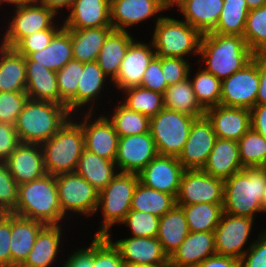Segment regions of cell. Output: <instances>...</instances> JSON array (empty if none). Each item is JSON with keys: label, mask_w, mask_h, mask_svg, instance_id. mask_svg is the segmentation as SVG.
<instances>
[{"label": "cell", "mask_w": 266, "mask_h": 267, "mask_svg": "<svg viewBox=\"0 0 266 267\" xmlns=\"http://www.w3.org/2000/svg\"><path fill=\"white\" fill-rule=\"evenodd\" d=\"M224 6L215 28L217 34L243 36L249 9L246 0H223Z\"/></svg>", "instance_id": "41"}, {"label": "cell", "mask_w": 266, "mask_h": 267, "mask_svg": "<svg viewBox=\"0 0 266 267\" xmlns=\"http://www.w3.org/2000/svg\"><path fill=\"white\" fill-rule=\"evenodd\" d=\"M196 117L163 108L150 118L149 131L154 139L158 155L177 157L189 137Z\"/></svg>", "instance_id": "8"}, {"label": "cell", "mask_w": 266, "mask_h": 267, "mask_svg": "<svg viewBox=\"0 0 266 267\" xmlns=\"http://www.w3.org/2000/svg\"><path fill=\"white\" fill-rule=\"evenodd\" d=\"M159 221L156 215L130 210L120 224L129 227L133 237H157Z\"/></svg>", "instance_id": "48"}, {"label": "cell", "mask_w": 266, "mask_h": 267, "mask_svg": "<svg viewBox=\"0 0 266 267\" xmlns=\"http://www.w3.org/2000/svg\"><path fill=\"white\" fill-rule=\"evenodd\" d=\"M160 8L164 11L168 10L170 7L176 6L178 10L188 1V0H157Z\"/></svg>", "instance_id": "62"}, {"label": "cell", "mask_w": 266, "mask_h": 267, "mask_svg": "<svg viewBox=\"0 0 266 267\" xmlns=\"http://www.w3.org/2000/svg\"><path fill=\"white\" fill-rule=\"evenodd\" d=\"M189 79L192 82L196 100L204 110L220 105L221 81L217 77L202 69Z\"/></svg>", "instance_id": "46"}, {"label": "cell", "mask_w": 266, "mask_h": 267, "mask_svg": "<svg viewBox=\"0 0 266 267\" xmlns=\"http://www.w3.org/2000/svg\"><path fill=\"white\" fill-rule=\"evenodd\" d=\"M251 112V128L266 139V104H256Z\"/></svg>", "instance_id": "58"}, {"label": "cell", "mask_w": 266, "mask_h": 267, "mask_svg": "<svg viewBox=\"0 0 266 267\" xmlns=\"http://www.w3.org/2000/svg\"><path fill=\"white\" fill-rule=\"evenodd\" d=\"M28 99L26 91L0 92V122L15 125Z\"/></svg>", "instance_id": "49"}, {"label": "cell", "mask_w": 266, "mask_h": 267, "mask_svg": "<svg viewBox=\"0 0 266 267\" xmlns=\"http://www.w3.org/2000/svg\"><path fill=\"white\" fill-rule=\"evenodd\" d=\"M239 157L244 168H266V139L250 128L238 141Z\"/></svg>", "instance_id": "44"}, {"label": "cell", "mask_w": 266, "mask_h": 267, "mask_svg": "<svg viewBox=\"0 0 266 267\" xmlns=\"http://www.w3.org/2000/svg\"><path fill=\"white\" fill-rule=\"evenodd\" d=\"M158 155L150 131L119 137L116 167L119 172L138 174Z\"/></svg>", "instance_id": "15"}, {"label": "cell", "mask_w": 266, "mask_h": 267, "mask_svg": "<svg viewBox=\"0 0 266 267\" xmlns=\"http://www.w3.org/2000/svg\"><path fill=\"white\" fill-rule=\"evenodd\" d=\"M36 0H0V6L3 5V3L12 4L15 8H19L21 6H25L27 4L35 3Z\"/></svg>", "instance_id": "63"}, {"label": "cell", "mask_w": 266, "mask_h": 267, "mask_svg": "<svg viewBox=\"0 0 266 267\" xmlns=\"http://www.w3.org/2000/svg\"><path fill=\"white\" fill-rule=\"evenodd\" d=\"M26 64V93L29 99L52 101L60 104V94L56 72L45 66L35 65L25 57Z\"/></svg>", "instance_id": "27"}, {"label": "cell", "mask_w": 266, "mask_h": 267, "mask_svg": "<svg viewBox=\"0 0 266 267\" xmlns=\"http://www.w3.org/2000/svg\"><path fill=\"white\" fill-rule=\"evenodd\" d=\"M243 37L254 55L266 54V4L248 12Z\"/></svg>", "instance_id": "45"}, {"label": "cell", "mask_w": 266, "mask_h": 267, "mask_svg": "<svg viewBox=\"0 0 266 267\" xmlns=\"http://www.w3.org/2000/svg\"><path fill=\"white\" fill-rule=\"evenodd\" d=\"M152 44L157 57L184 58L199 55L203 34L184 20L157 16Z\"/></svg>", "instance_id": "6"}, {"label": "cell", "mask_w": 266, "mask_h": 267, "mask_svg": "<svg viewBox=\"0 0 266 267\" xmlns=\"http://www.w3.org/2000/svg\"><path fill=\"white\" fill-rule=\"evenodd\" d=\"M74 0H36V3L44 5L47 9L54 11L58 14L59 9L67 8L71 9Z\"/></svg>", "instance_id": "61"}, {"label": "cell", "mask_w": 266, "mask_h": 267, "mask_svg": "<svg viewBox=\"0 0 266 267\" xmlns=\"http://www.w3.org/2000/svg\"><path fill=\"white\" fill-rule=\"evenodd\" d=\"M125 100L122 104L134 112H139L149 118L155 116L164 108L162 93L148 90L140 86L129 87L122 90Z\"/></svg>", "instance_id": "42"}, {"label": "cell", "mask_w": 266, "mask_h": 267, "mask_svg": "<svg viewBox=\"0 0 266 267\" xmlns=\"http://www.w3.org/2000/svg\"><path fill=\"white\" fill-rule=\"evenodd\" d=\"M76 120L71 116L56 134L41 144L47 174L75 172L85 149L82 126Z\"/></svg>", "instance_id": "5"}, {"label": "cell", "mask_w": 266, "mask_h": 267, "mask_svg": "<svg viewBox=\"0 0 266 267\" xmlns=\"http://www.w3.org/2000/svg\"><path fill=\"white\" fill-rule=\"evenodd\" d=\"M197 267H240V260L230 256L214 254Z\"/></svg>", "instance_id": "59"}, {"label": "cell", "mask_w": 266, "mask_h": 267, "mask_svg": "<svg viewBox=\"0 0 266 267\" xmlns=\"http://www.w3.org/2000/svg\"><path fill=\"white\" fill-rule=\"evenodd\" d=\"M45 226L38 220L11 213V267H20L28 257L40 230Z\"/></svg>", "instance_id": "25"}, {"label": "cell", "mask_w": 266, "mask_h": 267, "mask_svg": "<svg viewBox=\"0 0 266 267\" xmlns=\"http://www.w3.org/2000/svg\"><path fill=\"white\" fill-rule=\"evenodd\" d=\"M71 116L65 105L28 99L14 126L21 143L41 145L56 134Z\"/></svg>", "instance_id": "3"}, {"label": "cell", "mask_w": 266, "mask_h": 267, "mask_svg": "<svg viewBox=\"0 0 266 267\" xmlns=\"http://www.w3.org/2000/svg\"><path fill=\"white\" fill-rule=\"evenodd\" d=\"M198 56L206 65L203 69L223 81L242 69L255 55L243 36L208 32L202 36Z\"/></svg>", "instance_id": "1"}, {"label": "cell", "mask_w": 266, "mask_h": 267, "mask_svg": "<svg viewBox=\"0 0 266 267\" xmlns=\"http://www.w3.org/2000/svg\"><path fill=\"white\" fill-rule=\"evenodd\" d=\"M155 55L151 41L148 44L134 40L129 45L120 64L119 73L112 83L120 90L140 86L143 74Z\"/></svg>", "instance_id": "19"}, {"label": "cell", "mask_w": 266, "mask_h": 267, "mask_svg": "<svg viewBox=\"0 0 266 267\" xmlns=\"http://www.w3.org/2000/svg\"><path fill=\"white\" fill-rule=\"evenodd\" d=\"M262 208H263V213H266V187L264 190V195H263V200H262Z\"/></svg>", "instance_id": "66"}, {"label": "cell", "mask_w": 266, "mask_h": 267, "mask_svg": "<svg viewBox=\"0 0 266 267\" xmlns=\"http://www.w3.org/2000/svg\"><path fill=\"white\" fill-rule=\"evenodd\" d=\"M138 182V174L118 172L112 181L99 192L96 212L101 210L104 220L95 236H106L115 223L122 222L131 210L132 197Z\"/></svg>", "instance_id": "7"}, {"label": "cell", "mask_w": 266, "mask_h": 267, "mask_svg": "<svg viewBox=\"0 0 266 267\" xmlns=\"http://www.w3.org/2000/svg\"><path fill=\"white\" fill-rule=\"evenodd\" d=\"M243 169L239 157L238 141L220 138L216 139L206 164L202 168L207 174L224 181Z\"/></svg>", "instance_id": "24"}, {"label": "cell", "mask_w": 266, "mask_h": 267, "mask_svg": "<svg viewBox=\"0 0 266 267\" xmlns=\"http://www.w3.org/2000/svg\"><path fill=\"white\" fill-rule=\"evenodd\" d=\"M160 267H183L178 264L173 263L170 259H168L165 263L160 265Z\"/></svg>", "instance_id": "65"}, {"label": "cell", "mask_w": 266, "mask_h": 267, "mask_svg": "<svg viewBox=\"0 0 266 267\" xmlns=\"http://www.w3.org/2000/svg\"><path fill=\"white\" fill-rule=\"evenodd\" d=\"M106 117L112 123L119 137L149 132L150 118L128 109L121 102L115 106L111 118L108 115Z\"/></svg>", "instance_id": "43"}, {"label": "cell", "mask_w": 266, "mask_h": 267, "mask_svg": "<svg viewBox=\"0 0 266 267\" xmlns=\"http://www.w3.org/2000/svg\"><path fill=\"white\" fill-rule=\"evenodd\" d=\"M134 37L128 31L112 30L100 49L96 62L111 82L119 73L120 64Z\"/></svg>", "instance_id": "29"}, {"label": "cell", "mask_w": 266, "mask_h": 267, "mask_svg": "<svg viewBox=\"0 0 266 267\" xmlns=\"http://www.w3.org/2000/svg\"><path fill=\"white\" fill-rule=\"evenodd\" d=\"M26 91L25 57L0 44V92Z\"/></svg>", "instance_id": "30"}, {"label": "cell", "mask_w": 266, "mask_h": 267, "mask_svg": "<svg viewBox=\"0 0 266 267\" xmlns=\"http://www.w3.org/2000/svg\"><path fill=\"white\" fill-rule=\"evenodd\" d=\"M163 97L164 108L176 110L196 118L205 116V110L196 100L189 77L181 82L168 86Z\"/></svg>", "instance_id": "36"}, {"label": "cell", "mask_w": 266, "mask_h": 267, "mask_svg": "<svg viewBox=\"0 0 266 267\" xmlns=\"http://www.w3.org/2000/svg\"><path fill=\"white\" fill-rule=\"evenodd\" d=\"M18 200V184L5 162H0V213H12Z\"/></svg>", "instance_id": "50"}, {"label": "cell", "mask_w": 266, "mask_h": 267, "mask_svg": "<svg viewBox=\"0 0 266 267\" xmlns=\"http://www.w3.org/2000/svg\"><path fill=\"white\" fill-rule=\"evenodd\" d=\"M14 11L15 15L1 41L4 46L14 48L23 38L35 32L63 28V25L57 27L56 23L53 24L57 15L54 11L36 2L15 8Z\"/></svg>", "instance_id": "11"}, {"label": "cell", "mask_w": 266, "mask_h": 267, "mask_svg": "<svg viewBox=\"0 0 266 267\" xmlns=\"http://www.w3.org/2000/svg\"><path fill=\"white\" fill-rule=\"evenodd\" d=\"M106 237L117 248L126 265L160 266L169 259L157 237H133L131 235V237L114 242L111 232Z\"/></svg>", "instance_id": "18"}, {"label": "cell", "mask_w": 266, "mask_h": 267, "mask_svg": "<svg viewBox=\"0 0 266 267\" xmlns=\"http://www.w3.org/2000/svg\"><path fill=\"white\" fill-rule=\"evenodd\" d=\"M88 108V113L83 116L82 122L78 123L82 126L84 134L85 149L98 156L115 162L118 150L119 136L115 131L112 123L104 115L93 120L94 105Z\"/></svg>", "instance_id": "14"}, {"label": "cell", "mask_w": 266, "mask_h": 267, "mask_svg": "<svg viewBox=\"0 0 266 267\" xmlns=\"http://www.w3.org/2000/svg\"><path fill=\"white\" fill-rule=\"evenodd\" d=\"M12 213L45 225H60L66 216L61 210L56 176L46 174L18 185V200Z\"/></svg>", "instance_id": "2"}, {"label": "cell", "mask_w": 266, "mask_h": 267, "mask_svg": "<svg viewBox=\"0 0 266 267\" xmlns=\"http://www.w3.org/2000/svg\"><path fill=\"white\" fill-rule=\"evenodd\" d=\"M63 267H92V242L88 248H78L71 256H68Z\"/></svg>", "instance_id": "57"}, {"label": "cell", "mask_w": 266, "mask_h": 267, "mask_svg": "<svg viewBox=\"0 0 266 267\" xmlns=\"http://www.w3.org/2000/svg\"><path fill=\"white\" fill-rule=\"evenodd\" d=\"M223 202L224 180L215 178L202 169L184 171L176 196V205L223 204Z\"/></svg>", "instance_id": "12"}, {"label": "cell", "mask_w": 266, "mask_h": 267, "mask_svg": "<svg viewBox=\"0 0 266 267\" xmlns=\"http://www.w3.org/2000/svg\"><path fill=\"white\" fill-rule=\"evenodd\" d=\"M253 223L252 218L223 212L214 231L216 254L240 260L249 249H244V246L249 239Z\"/></svg>", "instance_id": "13"}, {"label": "cell", "mask_w": 266, "mask_h": 267, "mask_svg": "<svg viewBox=\"0 0 266 267\" xmlns=\"http://www.w3.org/2000/svg\"><path fill=\"white\" fill-rule=\"evenodd\" d=\"M247 7L250 10L258 9L266 4V0H246Z\"/></svg>", "instance_id": "64"}, {"label": "cell", "mask_w": 266, "mask_h": 267, "mask_svg": "<svg viewBox=\"0 0 266 267\" xmlns=\"http://www.w3.org/2000/svg\"><path fill=\"white\" fill-rule=\"evenodd\" d=\"M217 138L239 141L251 128V112L245 108L217 105L205 110Z\"/></svg>", "instance_id": "21"}, {"label": "cell", "mask_w": 266, "mask_h": 267, "mask_svg": "<svg viewBox=\"0 0 266 267\" xmlns=\"http://www.w3.org/2000/svg\"><path fill=\"white\" fill-rule=\"evenodd\" d=\"M5 163L18 185L47 174L40 144L20 143Z\"/></svg>", "instance_id": "20"}, {"label": "cell", "mask_w": 266, "mask_h": 267, "mask_svg": "<svg viewBox=\"0 0 266 267\" xmlns=\"http://www.w3.org/2000/svg\"><path fill=\"white\" fill-rule=\"evenodd\" d=\"M214 254H216L214 232H189L169 259L183 267H197Z\"/></svg>", "instance_id": "26"}, {"label": "cell", "mask_w": 266, "mask_h": 267, "mask_svg": "<svg viewBox=\"0 0 266 267\" xmlns=\"http://www.w3.org/2000/svg\"><path fill=\"white\" fill-rule=\"evenodd\" d=\"M188 234L186 217L180 206L175 205L160 217L157 239L168 257L183 243Z\"/></svg>", "instance_id": "33"}, {"label": "cell", "mask_w": 266, "mask_h": 267, "mask_svg": "<svg viewBox=\"0 0 266 267\" xmlns=\"http://www.w3.org/2000/svg\"><path fill=\"white\" fill-rule=\"evenodd\" d=\"M117 170L114 161L104 159L84 149L75 172L100 192L112 181L118 173Z\"/></svg>", "instance_id": "35"}, {"label": "cell", "mask_w": 266, "mask_h": 267, "mask_svg": "<svg viewBox=\"0 0 266 267\" xmlns=\"http://www.w3.org/2000/svg\"><path fill=\"white\" fill-rule=\"evenodd\" d=\"M82 71L83 62L71 60L56 72L60 104L65 105L73 117L78 112L77 87Z\"/></svg>", "instance_id": "40"}, {"label": "cell", "mask_w": 266, "mask_h": 267, "mask_svg": "<svg viewBox=\"0 0 266 267\" xmlns=\"http://www.w3.org/2000/svg\"><path fill=\"white\" fill-rule=\"evenodd\" d=\"M68 30L71 32L73 60L87 63L97 60L100 49L113 27Z\"/></svg>", "instance_id": "32"}, {"label": "cell", "mask_w": 266, "mask_h": 267, "mask_svg": "<svg viewBox=\"0 0 266 267\" xmlns=\"http://www.w3.org/2000/svg\"><path fill=\"white\" fill-rule=\"evenodd\" d=\"M185 170L177 157L157 155L138 176L145 186L176 198Z\"/></svg>", "instance_id": "17"}, {"label": "cell", "mask_w": 266, "mask_h": 267, "mask_svg": "<svg viewBox=\"0 0 266 267\" xmlns=\"http://www.w3.org/2000/svg\"><path fill=\"white\" fill-rule=\"evenodd\" d=\"M63 27L66 29L112 27L110 0H74Z\"/></svg>", "instance_id": "23"}, {"label": "cell", "mask_w": 266, "mask_h": 267, "mask_svg": "<svg viewBox=\"0 0 266 267\" xmlns=\"http://www.w3.org/2000/svg\"><path fill=\"white\" fill-rule=\"evenodd\" d=\"M61 225H45L38 233L32 250L20 267H49L56 260L62 236Z\"/></svg>", "instance_id": "28"}, {"label": "cell", "mask_w": 266, "mask_h": 267, "mask_svg": "<svg viewBox=\"0 0 266 267\" xmlns=\"http://www.w3.org/2000/svg\"><path fill=\"white\" fill-rule=\"evenodd\" d=\"M256 104H266V54L259 55V89Z\"/></svg>", "instance_id": "60"}, {"label": "cell", "mask_w": 266, "mask_h": 267, "mask_svg": "<svg viewBox=\"0 0 266 267\" xmlns=\"http://www.w3.org/2000/svg\"><path fill=\"white\" fill-rule=\"evenodd\" d=\"M176 205V198L138 182L132 197L131 210L163 216Z\"/></svg>", "instance_id": "37"}, {"label": "cell", "mask_w": 266, "mask_h": 267, "mask_svg": "<svg viewBox=\"0 0 266 267\" xmlns=\"http://www.w3.org/2000/svg\"><path fill=\"white\" fill-rule=\"evenodd\" d=\"M163 10L157 0H110V23L114 30L127 28L155 17Z\"/></svg>", "instance_id": "22"}, {"label": "cell", "mask_w": 266, "mask_h": 267, "mask_svg": "<svg viewBox=\"0 0 266 267\" xmlns=\"http://www.w3.org/2000/svg\"><path fill=\"white\" fill-rule=\"evenodd\" d=\"M119 251L106 236L92 240V267H125Z\"/></svg>", "instance_id": "47"}, {"label": "cell", "mask_w": 266, "mask_h": 267, "mask_svg": "<svg viewBox=\"0 0 266 267\" xmlns=\"http://www.w3.org/2000/svg\"><path fill=\"white\" fill-rule=\"evenodd\" d=\"M61 29H44L23 38L14 48L24 57L47 47Z\"/></svg>", "instance_id": "52"}, {"label": "cell", "mask_w": 266, "mask_h": 267, "mask_svg": "<svg viewBox=\"0 0 266 267\" xmlns=\"http://www.w3.org/2000/svg\"><path fill=\"white\" fill-rule=\"evenodd\" d=\"M11 213H0V267H11Z\"/></svg>", "instance_id": "55"}, {"label": "cell", "mask_w": 266, "mask_h": 267, "mask_svg": "<svg viewBox=\"0 0 266 267\" xmlns=\"http://www.w3.org/2000/svg\"><path fill=\"white\" fill-rule=\"evenodd\" d=\"M240 259V267H266V228Z\"/></svg>", "instance_id": "53"}, {"label": "cell", "mask_w": 266, "mask_h": 267, "mask_svg": "<svg viewBox=\"0 0 266 267\" xmlns=\"http://www.w3.org/2000/svg\"><path fill=\"white\" fill-rule=\"evenodd\" d=\"M107 78V79H106ZM108 76L102 71L98 63H83V71L78 81L77 87V109L80 110L86 105L90 106L101 95L104 83L108 80ZM80 108V109H79Z\"/></svg>", "instance_id": "38"}, {"label": "cell", "mask_w": 266, "mask_h": 267, "mask_svg": "<svg viewBox=\"0 0 266 267\" xmlns=\"http://www.w3.org/2000/svg\"><path fill=\"white\" fill-rule=\"evenodd\" d=\"M58 197L62 213L94 215L96 213L99 191L76 172L56 176Z\"/></svg>", "instance_id": "9"}, {"label": "cell", "mask_w": 266, "mask_h": 267, "mask_svg": "<svg viewBox=\"0 0 266 267\" xmlns=\"http://www.w3.org/2000/svg\"><path fill=\"white\" fill-rule=\"evenodd\" d=\"M28 58L35 61V65H42L54 72L62 69L73 60L71 32L62 28L44 49L31 53Z\"/></svg>", "instance_id": "31"}, {"label": "cell", "mask_w": 266, "mask_h": 267, "mask_svg": "<svg viewBox=\"0 0 266 267\" xmlns=\"http://www.w3.org/2000/svg\"><path fill=\"white\" fill-rule=\"evenodd\" d=\"M259 89V55L242 69L221 81L220 105L252 109Z\"/></svg>", "instance_id": "10"}, {"label": "cell", "mask_w": 266, "mask_h": 267, "mask_svg": "<svg viewBox=\"0 0 266 267\" xmlns=\"http://www.w3.org/2000/svg\"><path fill=\"white\" fill-rule=\"evenodd\" d=\"M217 135L206 116L196 118L189 137L178 156V161L187 169H202L213 149Z\"/></svg>", "instance_id": "16"}, {"label": "cell", "mask_w": 266, "mask_h": 267, "mask_svg": "<svg viewBox=\"0 0 266 267\" xmlns=\"http://www.w3.org/2000/svg\"><path fill=\"white\" fill-rule=\"evenodd\" d=\"M162 73L167 86H171L190 77V61L179 57H160Z\"/></svg>", "instance_id": "51"}, {"label": "cell", "mask_w": 266, "mask_h": 267, "mask_svg": "<svg viewBox=\"0 0 266 267\" xmlns=\"http://www.w3.org/2000/svg\"><path fill=\"white\" fill-rule=\"evenodd\" d=\"M183 209L189 232H214L223 214V204L178 205Z\"/></svg>", "instance_id": "39"}, {"label": "cell", "mask_w": 266, "mask_h": 267, "mask_svg": "<svg viewBox=\"0 0 266 267\" xmlns=\"http://www.w3.org/2000/svg\"><path fill=\"white\" fill-rule=\"evenodd\" d=\"M20 143L15 126L0 122V162H5Z\"/></svg>", "instance_id": "56"}, {"label": "cell", "mask_w": 266, "mask_h": 267, "mask_svg": "<svg viewBox=\"0 0 266 267\" xmlns=\"http://www.w3.org/2000/svg\"><path fill=\"white\" fill-rule=\"evenodd\" d=\"M140 87L164 94L168 86L162 73L160 57L155 55L149 62Z\"/></svg>", "instance_id": "54"}, {"label": "cell", "mask_w": 266, "mask_h": 267, "mask_svg": "<svg viewBox=\"0 0 266 267\" xmlns=\"http://www.w3.org/2000/svg\"><path fill=\"white\" fill-rule=\"evenodd\" d=\"M266 168H244L224 181L223 212L255 219L263 212Z\"/></svg>", "instance_id": "4"}, {"label": "cell", "mask_w": 266, "mask_h": 267, "mask_svg": "<svg viewBox=\"0 0 266 267\" xmlns=\"http://www.w3.org/2000/svg\"><path fill=\"white\" fill-rule=\"evenodd\" d=\"M223 6V0H188L179 11L184 21L206 34L215 28Z\"/></svg>", "instance_id": "34"}, {"label": "cell", "mask_w": 266, "mask_h": 267, "mask_svg": "<svg viewBox=\"0 0 266 267\" xmlns=\"http://www.w3.org/2000/svg\"><path fill=\"white\" fill-rule=\"evenodd\" d=\"M125 267H160V266L131 264V265H126Z\"/></svg>", "instance_id": "67"}]
</instances>
